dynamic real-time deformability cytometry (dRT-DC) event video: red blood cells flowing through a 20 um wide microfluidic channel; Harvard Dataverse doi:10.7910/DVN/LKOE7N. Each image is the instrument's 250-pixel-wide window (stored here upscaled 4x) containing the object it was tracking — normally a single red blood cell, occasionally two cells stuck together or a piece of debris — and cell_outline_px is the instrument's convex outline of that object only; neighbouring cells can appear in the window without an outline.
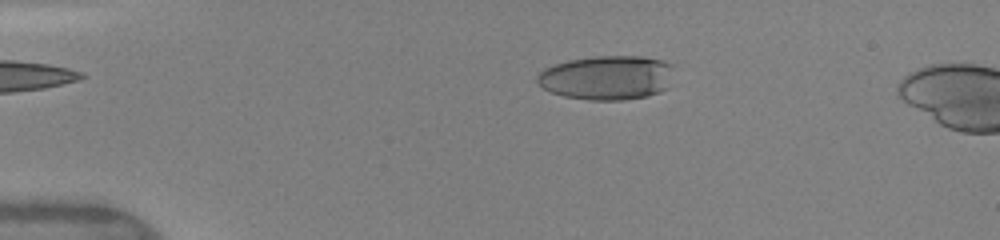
{"species": "human", "species_latin": "Homo sapiens", "temperature_condition": "warm", "stored_images_in_passage": 51, "segment_of_instrument_passage": [1, 2], "camera_frame_rate_fps": 3000, "um_per_image_px": 0.085, "donor": {"sex": "female"}, "frame": {"image": 1, "passage_image": 11, "time_ms": 3.333, "image_size_px": [1000, 240], "cell_outline_px": [[672, 64], [668, 88], [660, 92], [648, 96], [624, 100], [588, 100], [564, 96], [552, 92], [536, 84], [536, 76], [544, 68], [568, 60], [596, 56], [644, 56], [664, 60]], "centroid_in_image_um": [51.58, 6.6], "position_along_channel_um": 33.4, "area_um2": 35.49}}
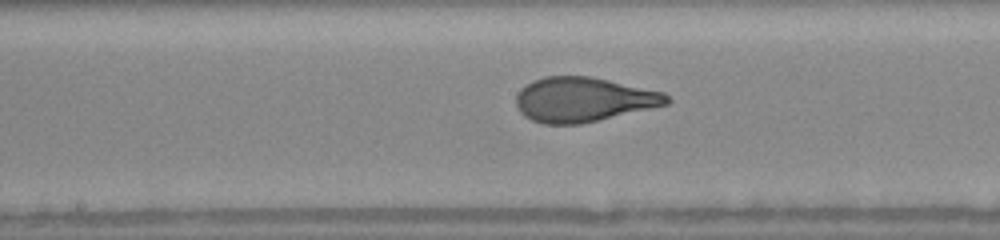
{"frame": {"image": 2, "passage_image": 27, "time_ms": 8.667, "image_size_px": [1000, 240], "cell_outline_px": [[672, 100], [668, 104], [580, 124], [544, 124], [532, 120], [524, 116], [520, 112], [516, 104], [516, 96], [520, 88], [532, 80], [544, 76], [592, 76], [664, 92]], "centroid_in_image_um": [49.56, 8.45], "position_along_channel_um": 198.6, "area_um2": 39.19}}
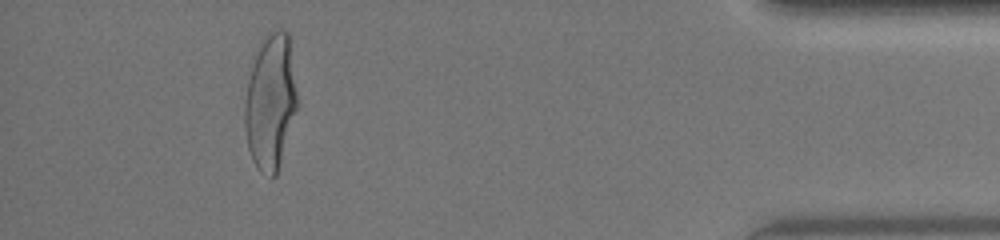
{"frame": {"image": 3, "passage_image": 46, "time_ms": 15.0, "image_size_px": [1000, 240], "cell_outline_px": [[296, 108], [276, 176], [272, 176], [260, 172], [256, 168], [252, 160], [248, 148], [244, 128], [244, 100], [248, 80], [260, 40], [268, 32], [276, 28], [280, 28], [288, 32], [296, 92]], "centroid_in_image_um": [22.95, 8.64], "position_along_channel_um": 412.3, "area_um2": 41.04}}